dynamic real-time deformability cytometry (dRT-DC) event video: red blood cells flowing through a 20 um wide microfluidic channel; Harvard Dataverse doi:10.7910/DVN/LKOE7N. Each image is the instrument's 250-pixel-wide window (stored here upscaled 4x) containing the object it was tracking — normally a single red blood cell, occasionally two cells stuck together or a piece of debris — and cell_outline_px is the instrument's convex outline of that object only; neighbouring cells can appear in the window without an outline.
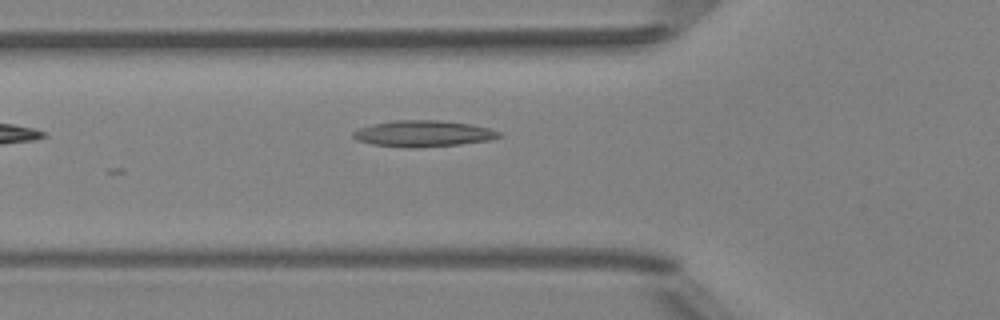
{"species": "Egyptian fruit bat (a non-hibernating species)", "species_latin": "Rousettus aegyptiacus", "temperature_condition": "room temperature", "stored_images_in_passage": 5, "camera_frame_rate_fps": 3000, "um_per_image_px": 0.085, "animal": {"sex": "female"}, "frame": {"image": 1, "passage_image": 5, "time_ms": 4.667, "image_size_px": [1000, 320], "cell_outline_px": [[504, 136], [488, 140], [460, 144], [412, 148], [408, 148], [372, 144], [356, 140], [352, 136], [352, 132], [360, 128], [376, 124], [396, 120], [440, 120], [472, 124], [488, 128], [500, 132]], "centroid_in_image_um": [35.99, 11.36], "position_along_channel_um": 89.8, "area_um2": 22.2}}